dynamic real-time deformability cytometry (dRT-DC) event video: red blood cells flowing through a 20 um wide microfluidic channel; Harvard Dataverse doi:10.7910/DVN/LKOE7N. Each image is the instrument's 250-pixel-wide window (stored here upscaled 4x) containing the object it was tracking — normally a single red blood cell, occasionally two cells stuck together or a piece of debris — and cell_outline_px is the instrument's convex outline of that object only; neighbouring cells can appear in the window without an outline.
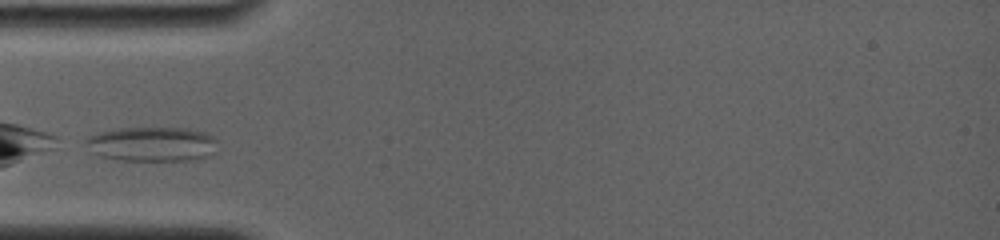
{"species": "common noctule bat (a hibernating species)", "species_latin": "Nyctalus noctula", "temperature_condition": "room temperature", "stored_images_in_passage": 20, "camera_frame_rate_fps": 4000, "um_per_image_px": 0.085, "animal": {"sex": "female", "body_mass_g": 19.0, "forearm_length_mm": 56.7}, "frame": {"image": 1, "passage_image": 1, "time_ms": 0.0, "image_size_px": [1000, 240], "cell_outline_px": [[216, 152], [208, 156], [188, 160], [120, 160], [100, 156], [88, 152], [84, 140], [88, 136], [100, 132], [120, 128], [188, 128], [208, 132], [216, 140]], "centroid_in_image_um": [12.9, 12.24], "position_along_channel_um": 72.1, "area_um2": 26.82}}
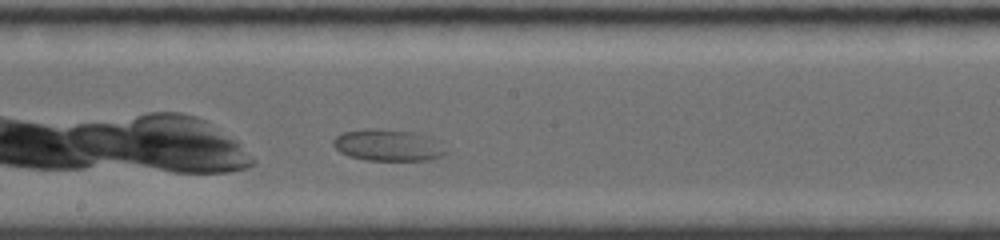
{"frame": {"image": 2, "passage_image": 11, "time_ms": 4.0, "image_size_px": [1000, 240], "cell_outline_px": [[448, 152], [444, 156], [428, 160], [364, 160], [348, 156], [340, 152], [332, 144], [332, 140], [336, 136], [344, 132], [368, 128], [376, 128], [412, 132], [428, 136]], "centroid_in_image_um": [32.93, 12.35], "position_along_channel_um": 215.3, "area_um2": 20.63}}
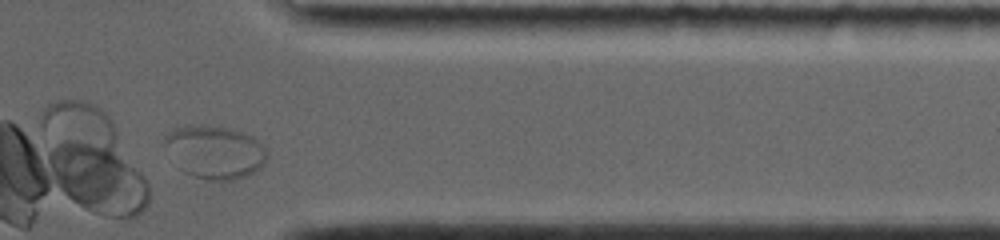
{"frame": {"image": 3, "passage_image": 19, "time_ms": 9.0, "image_size_px": [1000, 240], "cell_outline_px": [[268, 156], [264, 164], [260, 168], [248, 176], [232, 180], [208, 180], [192, 176], [176, 168], [164, 140], [176, 128], [228, 128], [252, 136], [268, 148]], "centroid_in_image_um": [18.34, 13.0], "position_along_channel_um": 393.1, "area_um2": 30.92}}